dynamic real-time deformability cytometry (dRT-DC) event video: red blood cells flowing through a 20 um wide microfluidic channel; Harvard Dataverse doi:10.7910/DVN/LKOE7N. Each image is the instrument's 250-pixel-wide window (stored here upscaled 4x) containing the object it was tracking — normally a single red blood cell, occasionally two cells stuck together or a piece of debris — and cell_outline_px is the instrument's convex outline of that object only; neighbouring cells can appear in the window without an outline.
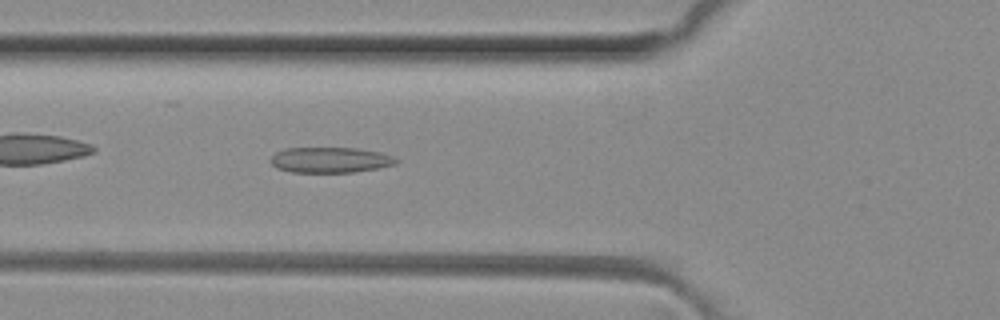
{"species": "common noctule bat (a hibernating species)", "species_latin": "Nyctalus noctula", "temperature_condition": "room temperature", "stored_images_in_passage": 36, "camera_frame_rate_fps": 3000, "um_per_image_px": 0.085, "animal": {"sex": "female", "body_mass_g": 29.2, "forearm_length_mm": 56.3}, "frame": {"image": 1, "passage_image": 5, "time_ms": 1.333, "image_size_px": [1000, 320], "cell_outline_px": [[400, 160], [396, 164], [376, 168], [352, 172], [292, 172], [276, 168], [272, 164], [272, 156], [276, 152], [284, 148], [356, 148], [380, 152], [392, 156]], "centroid_in_image_um": [28.07, 13.59], "position_along_channel_um": 97.7, "area_um2": 18.55}}
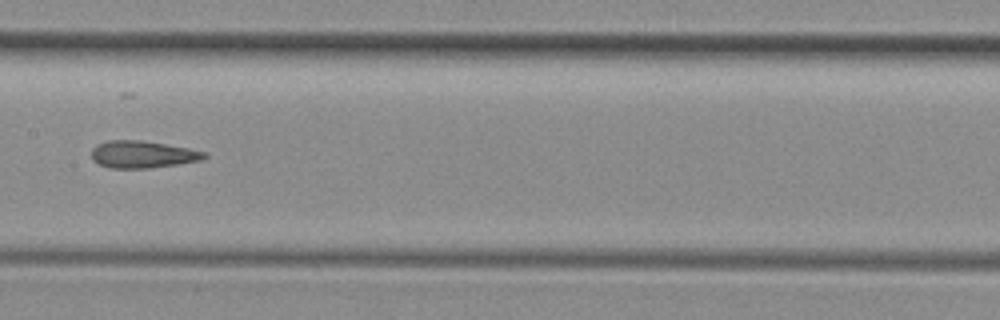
{"frame": {"image": 2, "passage_image": 12, "time_ms": 3.667, "image_size_px": [1000, 320], "cell_outline_px": [[208, 156], [200, 160], [176, 164], [148, 168], [108, 168], [92, 160], [92, 148], [96, 144], [108, 140], [140, 140], [188, 148], [208, 152]], "centroid_in_image_um": [12.1, 13.12], "position_along_channel_um": 195.3, "area_um2": 17.8}}
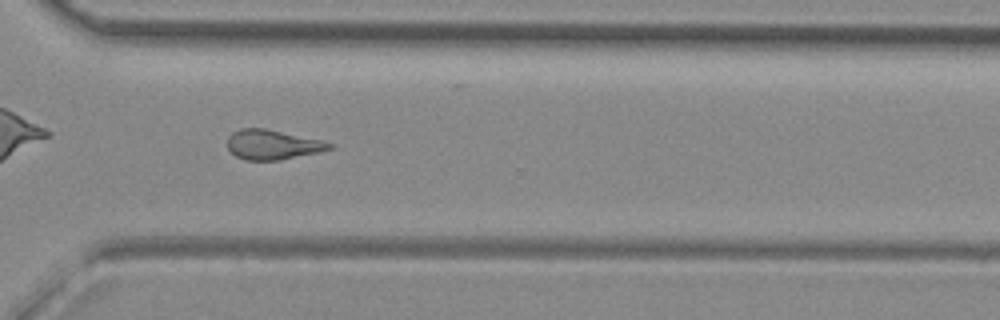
{"frame": {"image": 3, "passage_image": 23, "time_ms": 7.333, "image_size_px": [1000, 320], "cell_outline_px": [[336, 144], [332, 148], [320, 152], [280, 160], [248, 160], [236, 156], [228, 148], [228, 136], [232, 132], [240, 128], [264, 128], [324, 140]], "centroid_in_image_um": [23.21, 12.29], "position_along_channel_um": 347.4, "area_um2": 17.8}}